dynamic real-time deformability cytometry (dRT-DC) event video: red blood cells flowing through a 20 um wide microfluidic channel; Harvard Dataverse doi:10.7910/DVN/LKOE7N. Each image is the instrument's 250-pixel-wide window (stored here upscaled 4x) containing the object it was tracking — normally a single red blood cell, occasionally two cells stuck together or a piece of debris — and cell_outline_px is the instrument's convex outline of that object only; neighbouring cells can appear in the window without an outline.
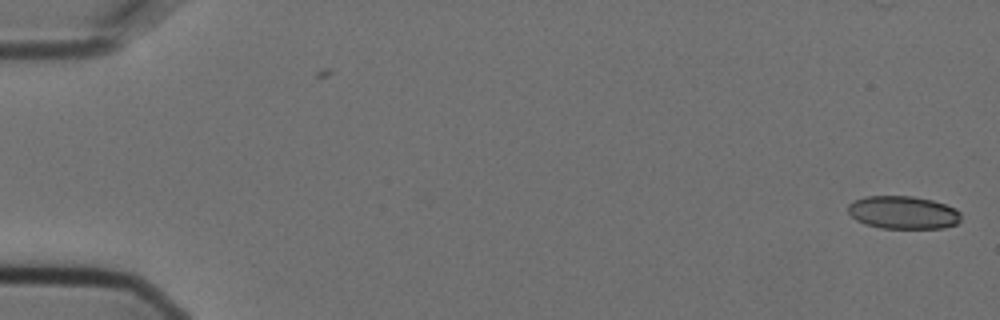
{"species": "Egyptian fruit bat (a non-hibernating species)", "species_latin": "Rousettus aegyptiacus", "temperature_condition": "cold", "stored_images_in_passage": 21, "camera_frame_rate_fps": 3000, "um_per_image_px": 0.085, "animal": {"sex": "female"}, "frame": {"image": 1, "passage_image": 1, "time_ms": 0.0, "image_size_px": [1000, 320], "cell_outline_px": [[960, 220], [956, 224], [944, 228], [880, 228], [864, 224], [856, 220], [848, 212], [848, 204], [852, 200], [864, 196], [912, 196], [932, 200], [956, 208], [960, 212]], "centroid_in_image_um": [76.74, 18.06], "position_along_channel_um": 8.3, "area_um2": 21.85}}
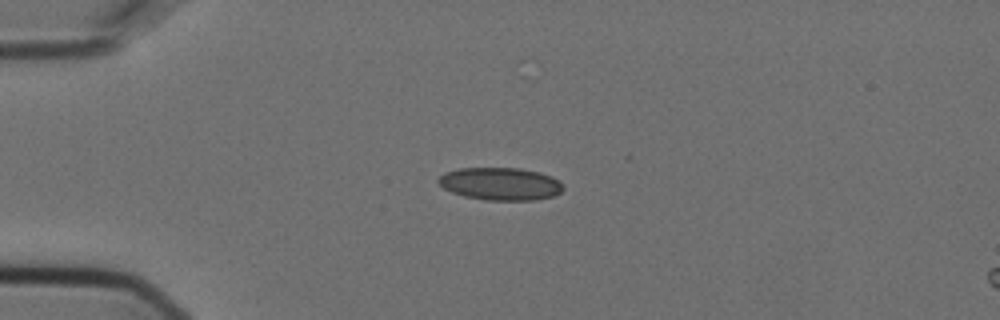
{"frame": {"image": 2, "passage_image": 14, "time_ms": 4.333, "image_size_px": [1000, 320], "cell_outline_px": [[564, 188], [560, 192], [552, 196], [536, 200], [488, 200], [464, 196], [452, 192], [444, 188], [436, 180], [444, 172], [460, 168], [520, 168], [540, 172], [552, 176], [560, 180]], "centroid_in_image_um": [42.55, 15.62], "position_along_channel_um": 42.4, "area_um2": 23.81}}
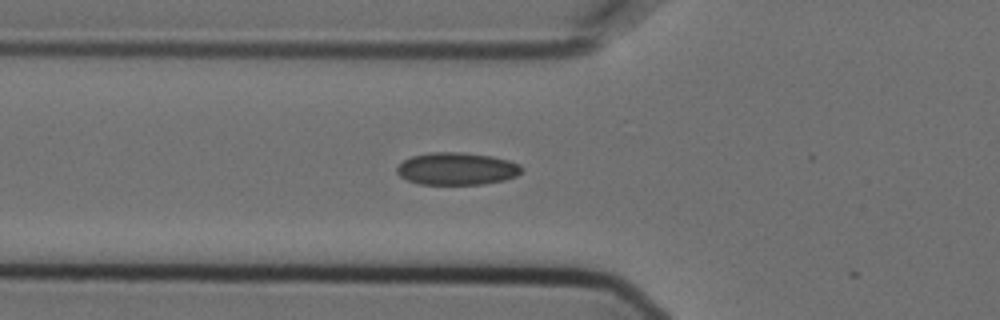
{"frame": {"image": 3, "passage_image": 20, "time_ms": 6.333, "image_size_px": [1000, 320], "cell_outline_px": [[524, 168], [516, 176], [504, 180], [484, 184], [420, 184], [408, 180], [400, 176], [396, 172], [396, 168], [404, 160], [412, 156], [432, 152], [460, 152], [492, 156], [508, 160], [520, 164]], "centroid_in_image_um": [38.84, 14.34], "position_along_channel_um": 87.0, "area_um2": 23.52}}